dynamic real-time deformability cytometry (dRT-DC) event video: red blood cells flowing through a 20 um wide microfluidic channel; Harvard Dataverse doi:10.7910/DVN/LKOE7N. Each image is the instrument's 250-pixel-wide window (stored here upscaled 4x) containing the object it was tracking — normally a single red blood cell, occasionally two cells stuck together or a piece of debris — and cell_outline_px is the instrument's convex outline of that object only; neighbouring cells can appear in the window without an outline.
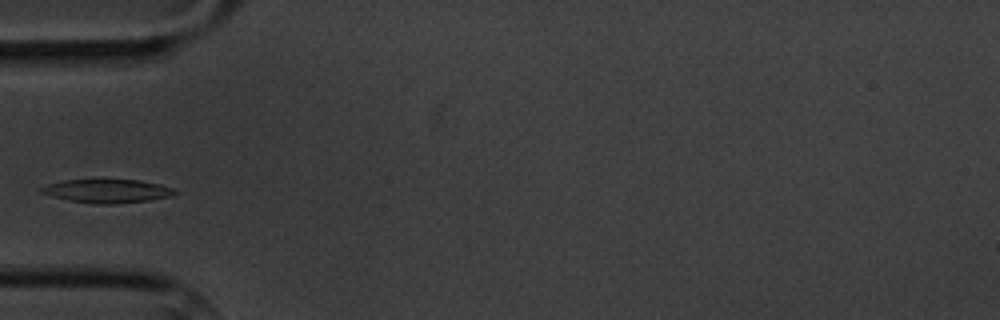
{"species": "common noctule bat (a hibernating species)", "species_latin": "Nyctalus noctula", "temperature_condition": "cold", "stored_images_in_passage": 10, "camera_frame_rate_fps": 3000, "um_per_image_px": 0.085, "animal": {"sex": "male", "body_mass_g": 20.1, "forearm_length_mm": 53.5}, "frame": {"image": 1, "passage_image": 3, "time_ms": 3.333, "image_size_px": [1000, 320], "cell_outline_px": [[176, 192], [172, 196], [148, 200], [112, 204], [96, 204], [68, 200], [52, 196], [40, 192], [40, 188], [48, 184], [64, 180], [140, 180], [160, 184], [172, 188]], "centroid_in_image_um": [9.1, 16.24], "position_along_channel_um": 75.9, "area_um2": 18.09}}
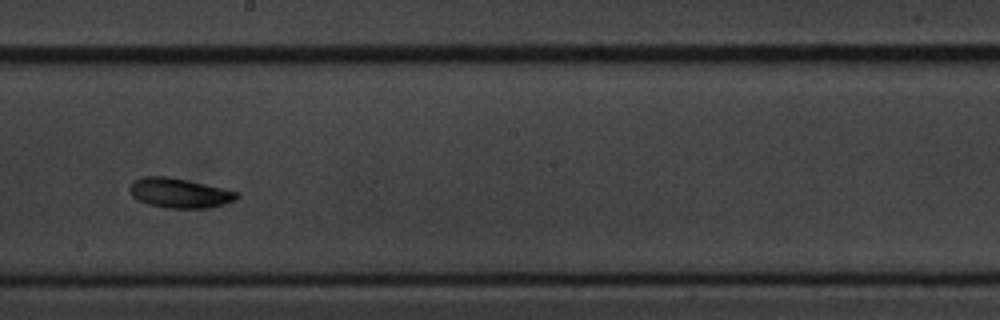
{"frame": {"image": 2, "passage_image": 7, "time_ms": 8.0, "image_size_px": [1000, 320], "cell_outline_px": [[240, 196], [236, 200], [212, 208], [168, 208], [148, 204], [132, 196], [128, 188], [132, 180], [140, 176], [168, 176], [224, 188], [236, 192]], "centroid_in_image_um": [15.24, 16.4], "position_along_channel_um": 233.0, "area_um2": 18.73}}
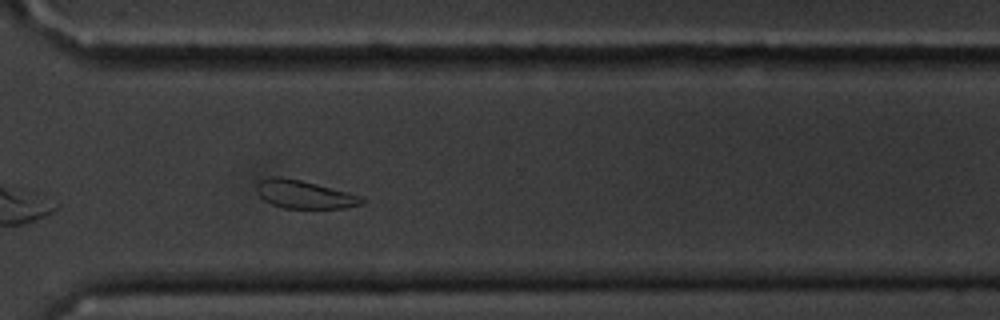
{"frame": {"image": 3, "passage_image": 10, "time_ms": 11.333, "image_size_px": [1000, 320], "cell_outline_px": [[368, 200], [364, 204], [344, 208], [284, 208], [272, 204], [264, 200], [260, 196], [256, 188], [256, 184], [260, 180], [268, 176], [280, 176], [300, 180], [364, 196]], "centroid_in_image_um": [25.91, 16.52], "position_along_channel_um": 344.7, "area_um2": 17.4}}